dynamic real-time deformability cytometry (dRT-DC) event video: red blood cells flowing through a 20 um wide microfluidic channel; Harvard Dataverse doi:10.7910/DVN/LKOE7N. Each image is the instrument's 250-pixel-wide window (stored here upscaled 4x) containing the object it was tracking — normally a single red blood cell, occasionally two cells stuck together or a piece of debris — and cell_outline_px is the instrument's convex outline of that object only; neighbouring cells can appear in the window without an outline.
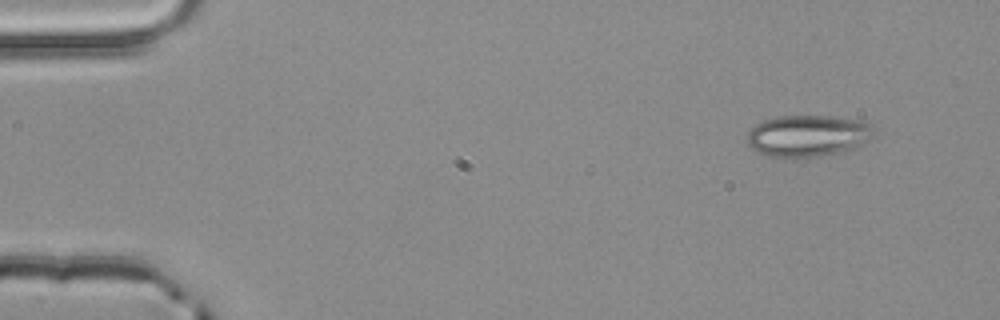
{"species": "common noctule bat (a hibernating species)", "species_latin": "Nyctalus noctula", "temperature_condition": "room temperature", "stored_images_in_passage": 3, "camera_frame_rate_fps": 3000, "um_per_image_px": 0.085, "animal": {"sex": "male", "body_mass_g": 20.4}, "frame": {"image": 1, "passage_image": 1, "time_ms": 0.0, "image_size_px": [1000, 320], "cell_outline_px": [[876, 136], [856, 148], [844, 152], [796, 160], [768, 156], [756, 152], [744, 140], [748, 132], [756, 124], [764, 120], [780, 116], [828, 116], [868, 120], [876, 128]], "centroid_in_image_um": [68.73, 11.57], "position_along_channel_um": 16.3, "area_um2": 32.08}}